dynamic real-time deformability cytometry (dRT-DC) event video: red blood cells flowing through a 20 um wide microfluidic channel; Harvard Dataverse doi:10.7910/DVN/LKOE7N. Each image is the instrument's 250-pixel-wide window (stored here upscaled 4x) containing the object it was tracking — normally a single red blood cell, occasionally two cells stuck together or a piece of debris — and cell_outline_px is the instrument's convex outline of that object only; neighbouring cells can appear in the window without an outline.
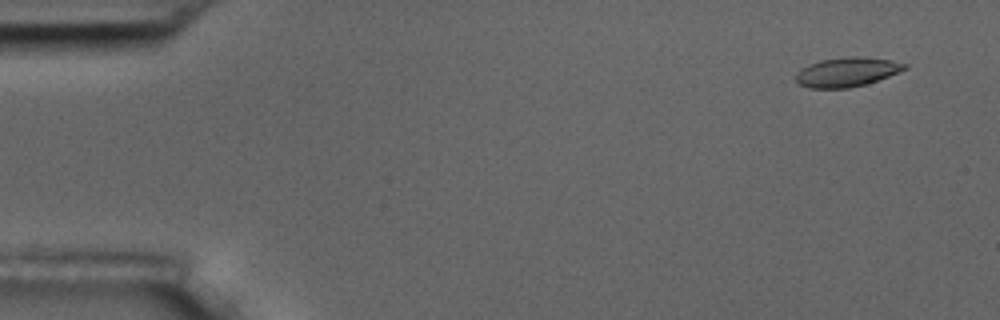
{"species": "common noctule bat (a hibernating species)", "species_latin": "Nyctalus noctula", "temperature_condition": "room temperature", "stored_images_in_passage": 5, "camera_frame_rate_fps": 3000, "um_per_image_px": 0.085, "animal": {"sex": "male", "body_mass_g": 17.5, "forearm_length_mm": 52.3}, "frame": {"image": 1, "passage_image": 2, "time_ms": 1.0, "image_size_px": [1000, 320], "cell_outline_px": [[908, 68], [888, 76], [864, 84], [848, 88], [808, 88], [800, 84], [796, 80], [796, 72], [800, 68], [808, 64], [820, 60], [848, 56], [856, 56], [888, 60], [908, 64]], "centroid_in_image_um": [71.94, 6.12], "position_along_channel_um": 13.1, "area_um2": 18.44}}
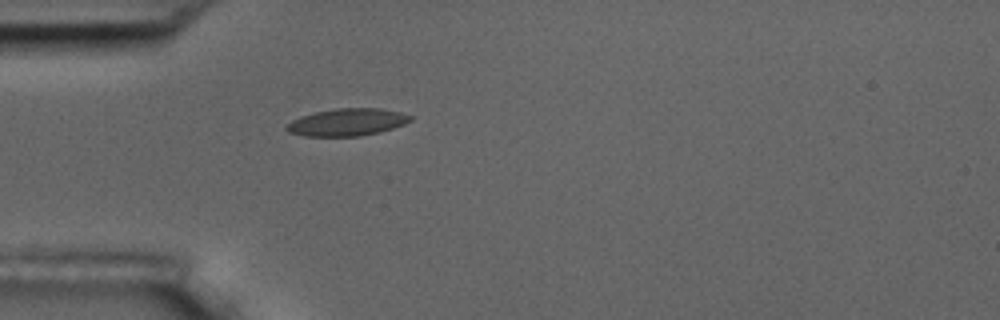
{"frame": {"image": 2, "passage_image": 5, "time_ms": 5.333, "image_size_px": [1000, 320], "cell_outline_px": [[412, 120], [404, 124], [380, 132], [360, 136], [304, 136], [288, 132], [284, 128], [292, 120], [300, 116], [316, 112], [336, 108], [380, 108], [400, 112], [412, 116]], "centroid_in_image_um": [29.5, 10.39], "position_along_channel_um": 55.5, "area_um2": 19.71}}